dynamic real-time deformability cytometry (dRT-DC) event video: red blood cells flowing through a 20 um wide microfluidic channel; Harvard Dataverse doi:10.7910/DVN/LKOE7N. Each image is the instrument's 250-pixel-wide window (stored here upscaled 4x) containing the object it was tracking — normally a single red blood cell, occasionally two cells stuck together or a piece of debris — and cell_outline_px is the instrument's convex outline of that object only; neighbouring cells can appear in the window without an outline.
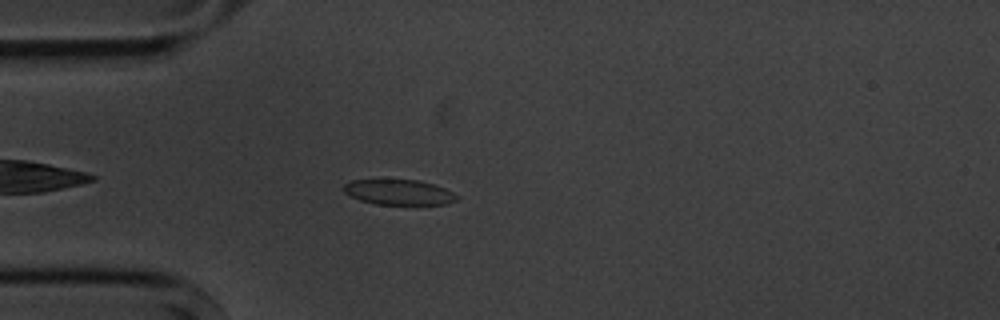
{"species": "common noctule bat (a hibernating species)", "species_latin": "Nyctalus noctula", "temperature_condition": "cold", "stored_images_in_passage": 4, "camera_frame_rate_fps": 3000, "um_per_image_px": 0.085, "animal": {"sex": "male", "body_mass_g": 20.1, "forearm_length_mm": 53.5}, "frame": {"image": 1, "passage_image": 3, "time_ms": 3.333, "image_size_px": [1000, 320], "cell_outline_px": [[460, 196], [456, 200], [448, 204], [376, 204], [360, 200], [348, 196], [340, 188], [344, 184], [352, 180], [420, 180], [444, 188]], "centroid_in_image_um": [33.86, 16.34], "position_along_channel_um": 51.1, "area_um2": 16.7}}